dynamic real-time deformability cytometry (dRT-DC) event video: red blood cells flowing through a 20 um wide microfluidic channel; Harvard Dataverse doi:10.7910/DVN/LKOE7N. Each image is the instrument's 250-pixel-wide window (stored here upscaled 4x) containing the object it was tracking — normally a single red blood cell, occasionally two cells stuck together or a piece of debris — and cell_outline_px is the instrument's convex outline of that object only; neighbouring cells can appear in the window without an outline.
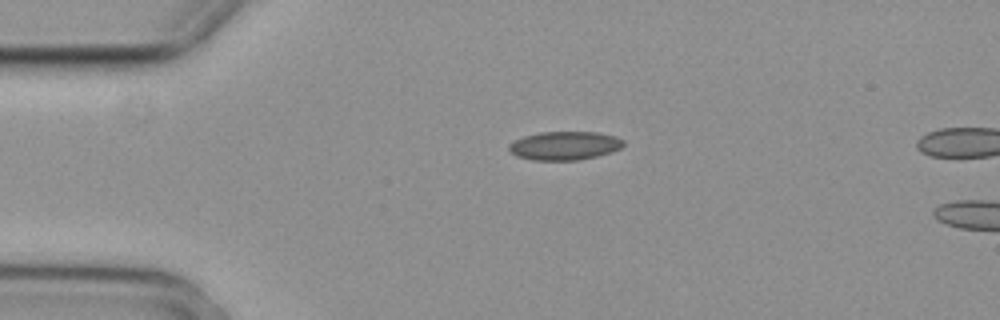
{"species": "common noctule bat (a hibernating species)", "species_latin": "Nyctalus noctula", "temperature_condition": "cold", "stored_images_in_passage": 3, "camera_frame_rate_fps": 3000, "um_per_image_px": 0.085, "animal": {"sex": "female", "body_mass_g": 29.2, "forearm_length_mm": 56.3}, "frame": {"image": 1, "passage_image": 1, "time_ms": 0.0, "image_size_px": [1000, 320], "cell_outline_px": [[624, 144], [620, 148], [612, 152], [580, 160], [532, 160], [516, 156], [508, 148], [508, 144], [524, 136], [540, 132], [596, 132], [616, 136], [624, 140]], "centroid_in_image_um": [48.0, 12.38], "position_along_channel_um": 37.0, "area_um2": 19.07}}